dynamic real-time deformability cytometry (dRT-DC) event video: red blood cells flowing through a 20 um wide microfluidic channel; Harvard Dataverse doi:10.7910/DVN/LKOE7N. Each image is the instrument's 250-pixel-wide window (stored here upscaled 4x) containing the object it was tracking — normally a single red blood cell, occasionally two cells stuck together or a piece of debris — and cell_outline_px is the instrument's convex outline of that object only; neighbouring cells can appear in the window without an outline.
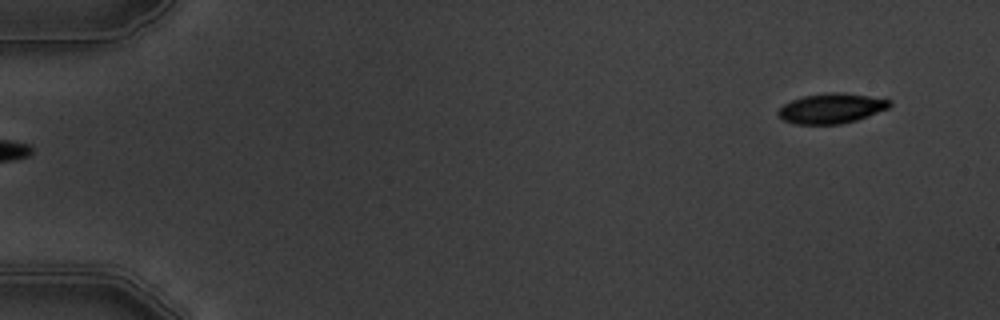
{"species": "common noctule bat (a hibernating species)", "species_latin": "Nyctalus noctula", "temperature_condition": "warm", "stored_images_in_passage": 6, "camera_frame_rate_fps": 3000, "um_per_image_px": 0.085, "animal": {"sex": "male", "body_mass_g": 19.5, "forearm_length_mm": 54.6}, "frame": {"image": 1, "passage_image": 6, "time_ms": 6.667, "image_size_px": [1000, 320], "cell_outline_px": [[892, 104], [888, 108], [856, 120], [840, 124], [796, 124], [784, 120], [776, 112], [784, 104], [792, 100], [804, 96], [828, 92], [840, 92], [868, 96], [892, 100]], "centroid_in_image_um": [70.67, 9.21], "position_along_channel_um": 14.3, "area_um2": 19.31}}